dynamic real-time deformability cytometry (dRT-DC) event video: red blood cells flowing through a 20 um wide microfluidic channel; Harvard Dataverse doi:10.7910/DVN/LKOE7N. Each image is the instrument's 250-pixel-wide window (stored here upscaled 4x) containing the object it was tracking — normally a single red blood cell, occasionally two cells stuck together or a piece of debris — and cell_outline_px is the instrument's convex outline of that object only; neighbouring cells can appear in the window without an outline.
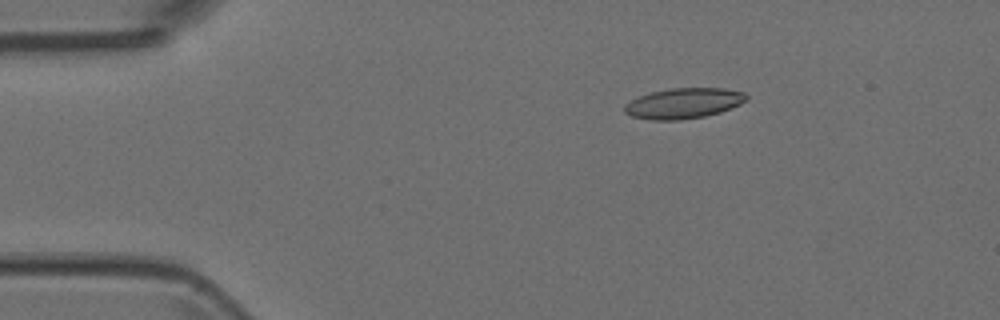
{"species": "Egyptian fruit bat (a non-hibernating species)", "species_latin": "Rousettus aegyptiacus", "temperature_condition": "room temperature", "stored_images_in_passage": 5, "camera_frame_rate_fps": 3000, "um_per_image_px": 0.085, "animal": {"sex": "female"}, "frame": {"image": 1, "passage_image": 2, "time_ms": 0.333, "image_size_px": [1000, 320], "cell_outline_px": [[748, 100], [740, 104], [720, 112], [704, 116], [680, 120], [648, 120], [632, 116], [624, 112], [624, 104], [640, 96], [652, 92], [672, 88], [724, 88], [744, 92], [748, 96]], "centroid_in_image_um": [58.12, 8.78], "position_along_channel_um": 26.9, "area_um2": 21.62}}
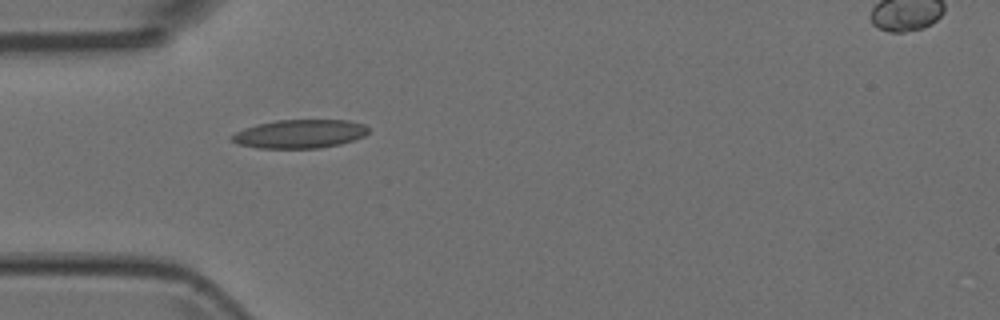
{"frame": {"image": 2, "passage_image": 4, "time_ms": 1.0, "image_size_px": [1000, 320], "cell_outline_px": [[368, 132], [364, 136], [340, 144], [316, 148], [256, 148], [236, 144], [228, 136], [244, 128], [256, 124], [276, 120], [348, 120], [364, 124], [368, 128]], "centroid_in_image_um": [25.43, 11.38], "position_along_channel_um": 59.6, "area_um2": 22.83}}
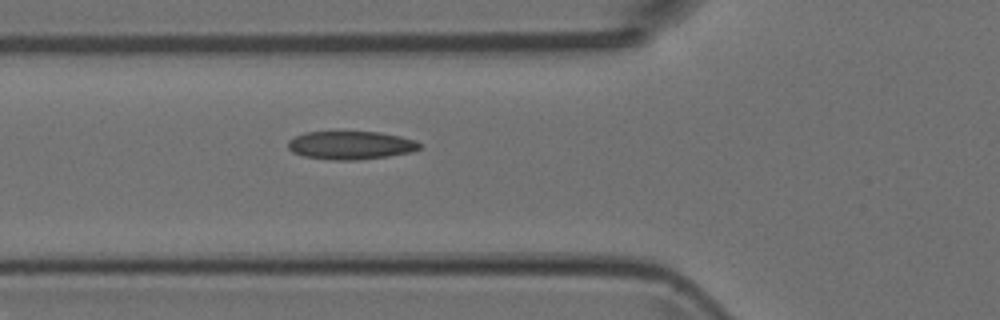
{"frame": {"image": 3, "passage_image": 5, "time_ms": 1.333, "image_size_px": [1000, 320], "cell_outline_px": [[420, 148], [412, 152], [388, 156], [356, 160], [328, 160], [304, 156], [292, 152], [288, 148], [288, 140], [304, 132], [380, 132], [400, 136], [416, 140], [420, 144]], "centroid_in_image_um": [29.8, 12.35], "position_along_channel_um": 96.0, "area_um2": 21.73}}